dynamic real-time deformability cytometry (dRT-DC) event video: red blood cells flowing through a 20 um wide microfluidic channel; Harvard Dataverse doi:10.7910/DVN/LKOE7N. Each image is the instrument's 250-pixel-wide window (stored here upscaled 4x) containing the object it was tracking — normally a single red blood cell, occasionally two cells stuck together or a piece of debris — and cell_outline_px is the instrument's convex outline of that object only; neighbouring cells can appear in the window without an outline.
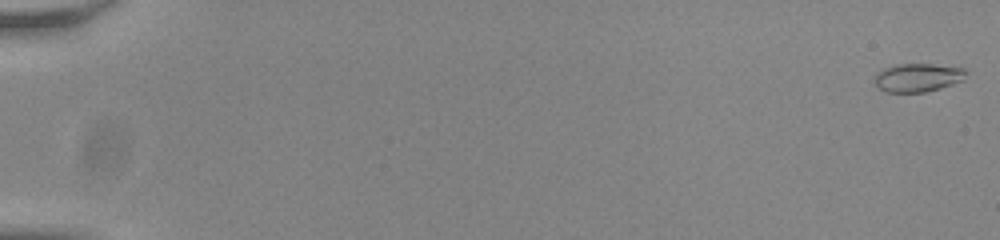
{"species": "common noctule bat (a hibernating species)", "species_latin": "Nyctalus noctula", "temperature_condition": "room temperature", "stored_images_in_passage": 57, "camera_frame_rate_fps": 3000, "um_per_image_px": 0.085, "animal": {"sex": "male", "body_mass_g": 20.0, "forearm_length_mm": 53.3}, "frame": {"image": 1, "passage_image": 2, "time_ms": 0.333, "image_size_px": [1000, 240], "cell_outline_px": [[964, 80], [940, 88], [924, 92], [888, 92], [880, 88], [876, 84], [876, 76], [884, 68], [900, 64], [932, 64], [964, 68]], "centroid_in_image_um": [78.04, 6.59], "position_along_channel_um": 7.0, "area_um2": 14.74}}
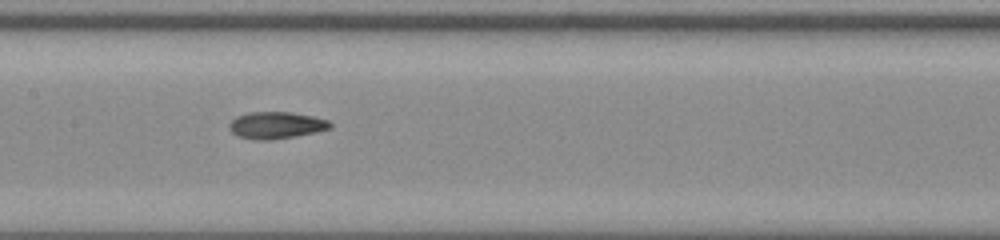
{"frame": {"image": 2, "passage_image": 31, "time_ms": 10.0, "image_size_px": [1000, 240], "cell_outline_px": [[332, 128], [316, 132], [268, 140], [256, 140], [240, 136], [232, 132], [228, 128], [228, 124], [236, 116], [248, 112], [292, 112], [312, 116], [328, 120], [332, 124]], "centroid_in_image_um": [23.46, 10.63], "position_along_channel_um": 183.9, "area_um2": 15.72}}
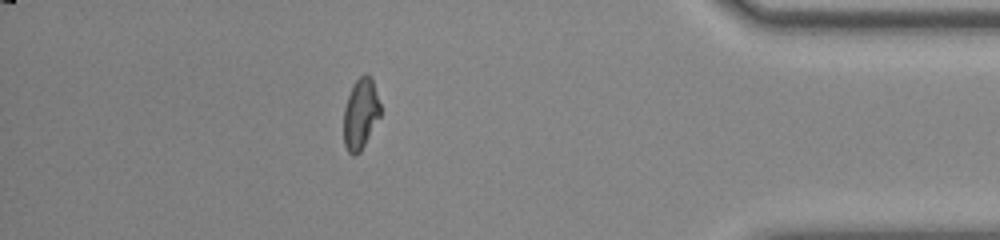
{"frame": {"image": 3, "passage_image": 51, "time_ms": 16.667, "image_size_px": [1000, 240], "cell_outline_px": [[380, 116], [360, 152], [356, 156], [352, 156], [348, 152], [344, 144], [344, 108], [348, 96], [356, 80], [364, 72], [372, 76], [380, 104]], "centroid_in_image_um": [30.65, 9.67], "position_along_channel_um": 404.5, "area_um2": 15.14}, "authors_computed_cell_mechanics": {"area_um2": 15.317, "velocity_mm_per_s": 3.8162, "shape_relaxation_time_tau1_ms": 8.5019, "shape_relaxation_time_tau2_ms": 2.1844, "deformation_change_tau1": 0.2417, "deformation_change_tau2": 0.0736}}